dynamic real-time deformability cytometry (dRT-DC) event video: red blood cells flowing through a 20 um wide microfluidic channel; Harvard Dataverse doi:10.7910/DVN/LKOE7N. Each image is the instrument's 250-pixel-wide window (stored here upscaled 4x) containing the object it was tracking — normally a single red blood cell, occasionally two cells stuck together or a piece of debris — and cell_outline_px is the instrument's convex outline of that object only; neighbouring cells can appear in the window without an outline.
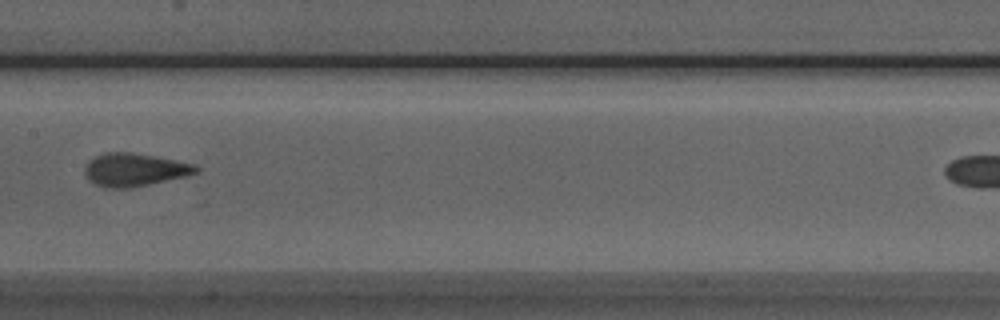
{"species": "Egyptian fruit bat (a non-hibernating species)", "species_latin": "Rousettus aegyptiacus", "temperature_condition": "room temperature", "stored_images_in_passage": 7, "segment_of_instrument_passage": [1, 2], "camera_frame_rate_fps": 3000, "um_per_image_px": 0.085, "animal": {"sex": "male"}, "frame": {"image": 1, "passage_image": 6, "time_ms": 6.333, "image_size_px": [1000, 320], "cell_outline_px": [[200, 172], [188, 176], [132, 188], [104, 188], [88, 180], [84, 172], [84, 168], [88, 160], [104, 152], [128, 152], [176, 160], [196, 164], [200, 168]], "centroid_in_image_um": [11.45, 14.44], "position_along_channel_um": 195.9, "area_um2": 21.68}}